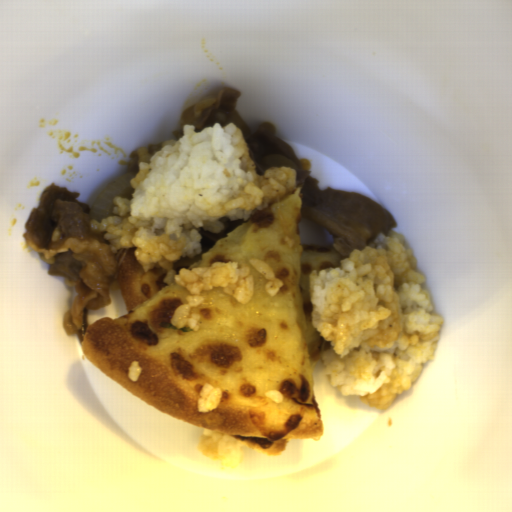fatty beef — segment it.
Here are the masks:
<instances>
[{
    "label": "fatty beef",
    "instance_id": "obj_1",
    "mask_svg": "<svg viewBox=\"0 0 512 512\" xmlns=\"http://www.w3.org/2000/svg\"><path fill=\"white\" fill-rule=\"evenodd\" d=\"M240 91L225 87L208 95L186 109L177 127L172 131L176 139L161 144L140 147L129 157L127 171L139 173L141 162H148L164 146L175 145L183 135L185 125H193L194 132H202L214 124L221 128L229 124L239 127L248 147L249 156L256 165L255 173L263 176L267 169L289 167L296 171V187H300L302 217L321 225L332 235V247L342 255L353 250L376 247L380 234L389 235L396 220L381 204L372 199L343 190L327 187L320 190L317 179L304 170L293 148L277 136L273 123H263L252 131L236 110Z\"/></svg>",
    "mask_w": 512,
    "mask_h": 512
},
{
    "label": "fatty beef",
    "instance_id": "obj_2",
    "mask_svg": "<svg viewBox=\"0 0 512 512\" xmlns=\"http://www.w3.org/2000/svg\"><path fill=\"white\" fill-rule=\"evenodd\" d=\"M80 194L51 183L40 192L22 236L48 264L50 277H63L64 285L74 286L78 295L63 314V328L82 341L90 311L112 303L110 288L118 263L111 240L104 237L108 232L92 230L91 207L78 199Z\"/></svg>",
    "mask_w": 512,
    "mask_h": 512
}]
</instances>
